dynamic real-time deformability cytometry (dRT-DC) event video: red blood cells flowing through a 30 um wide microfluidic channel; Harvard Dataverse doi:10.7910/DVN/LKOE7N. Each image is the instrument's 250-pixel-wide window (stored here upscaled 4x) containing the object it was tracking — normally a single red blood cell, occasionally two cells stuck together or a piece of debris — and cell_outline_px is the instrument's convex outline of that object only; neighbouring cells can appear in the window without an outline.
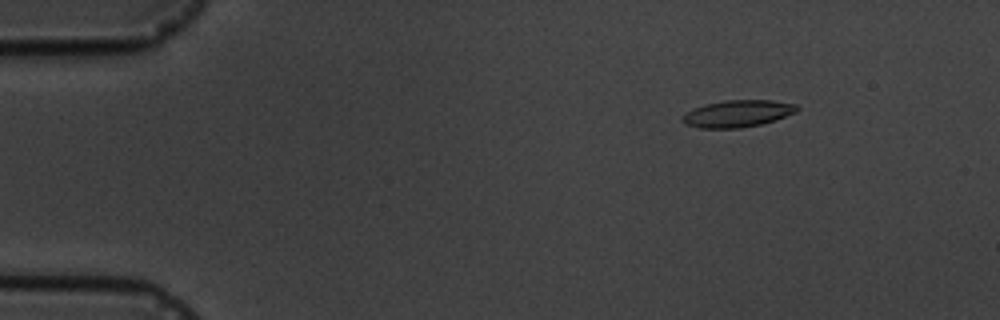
{"species": "common noctule bat (a hibernating species)", "species_latin": "Nyctalus noctula", "temperature_condition": "cold", "stored_images_in_passage": 7, "camera_frame_rate_fps": 3000, "um_per_image_px": 0.085, "animal": {"sex": "male", "body_mass_g": 19.5, "forearm_length_mm": 54.6}, "frame": {"image": 1, "passage_image": 3, "time_ms": 2.333, "image_size_px": [1000, 320], "cell_outline_px": [[800, 108], [796, 112], [776, 120], [760, 124], [740, 128], [700, 128], [684, 124], [680, 120], [692, 108], [704, 104], [724, 100], [772, 100], [796, 104]], "centroid_in_image_um": [62.7, 9.65], "position_along_channel_um": 22.3, "area_um2": 18.09}}
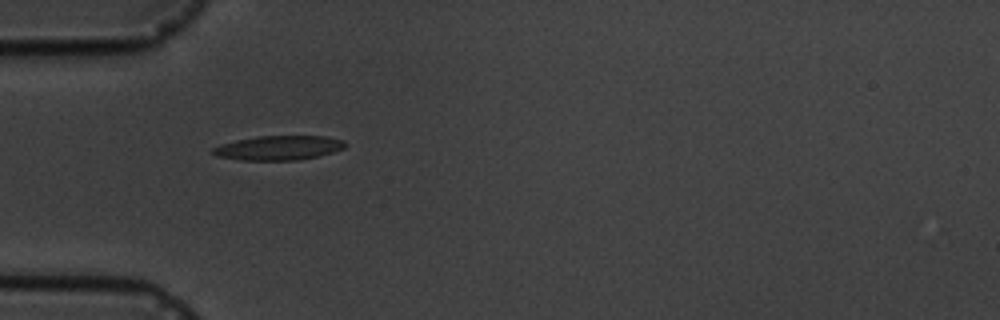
{"frame": {"image": 2, "passage_image": 6, "time_ms": 5.667, "image_size_px": [1000, 320], "cell_outline_px": [[348, 144], [344, 148], [332, 152], [316, 156], [296, 160], [240, 160], [216, 156], [212, 152], [212, 148], [220, 144], [236, 140], [256, 136], [324, 136], [344, 140]], "centroid_in_image_um": [23.67, 12.56], "position_along_channel_um": 61.3, "area_um2": 18.79}}
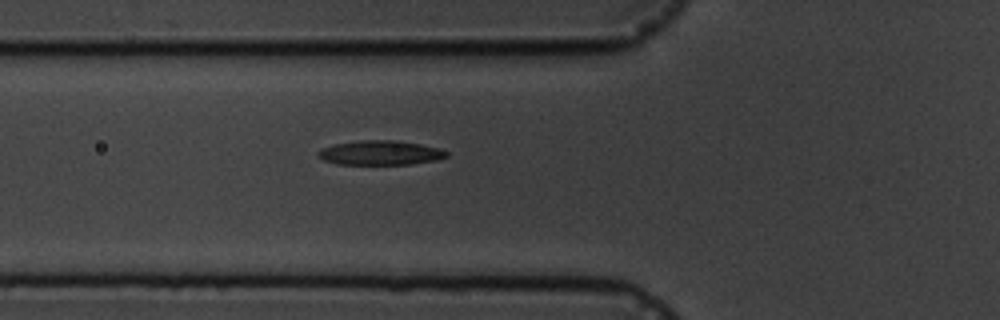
{"frame": {"image": 3, "passage_image": 7, "time_ms": 6.667, "image_size_px": [1000, 320], "cell_outline_px": [[448, 156], [436, 160], [412, 164], [336, 164], [324, 160], [316, 152], [320, 148], [336, 144], [360, 140], [400, 140], [440, 148], [448, 152]], "centroid_in_image_um": [32.34, 12.98], "position_along_channel_um": 93.5, "area_um2": 18.32}}